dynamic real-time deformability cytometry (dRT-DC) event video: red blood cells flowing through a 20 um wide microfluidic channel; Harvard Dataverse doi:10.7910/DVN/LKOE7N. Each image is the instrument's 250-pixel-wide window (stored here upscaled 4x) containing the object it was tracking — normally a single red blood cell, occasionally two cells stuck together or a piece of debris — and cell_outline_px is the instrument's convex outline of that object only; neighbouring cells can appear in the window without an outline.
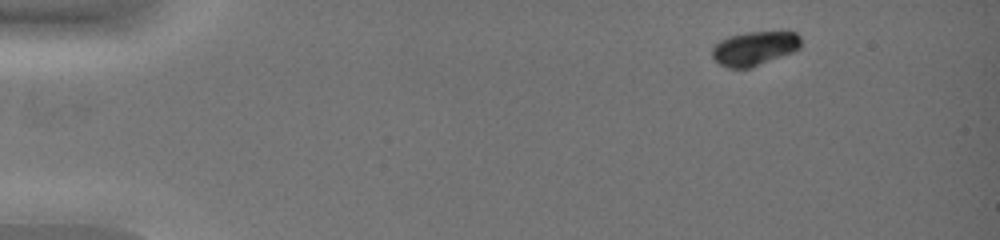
{"species": "common noctule bat (a hibernating species)", "species_latin": "Nyctalus noctula", "temperature_condition": "warm", "stored_images_in_passage": 42, "camera_frame_rate_fps": 3000, "um_per_image_px": 0.085, "animal": {"sex": "female", "body_mass_g": 19.0, "forearm_length_mm": 51.5}, "frame": {"image": 1, "passage_image": 1, "time_ms": 0.0, "image_size_px": [1000, 240], "cell_outline_px": [[800, 48], [792, 52], [752, 68], [728, 68], [720, 64], [712, 56], [712, 48], [720, 40], [728, 36], [748, 32], [788, 28], [796, 32], [800, 36]], "centroid_in_image_um": [64.2, 4.06], "position_along_channel_um": 20.8, "area_um2": 18.26}}
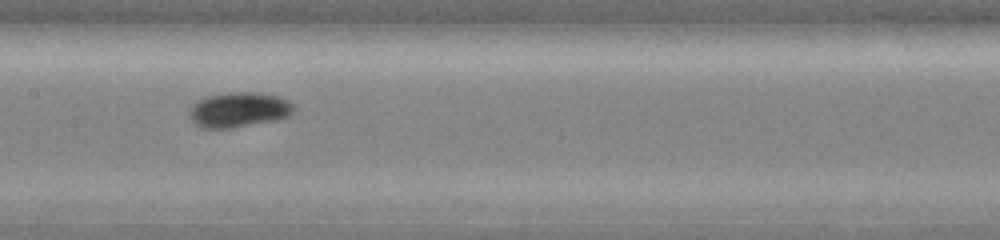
{"frame": {"image": 2, "passage_image": 21, "time_ms": 6.667, "image_size_px": [1000, 240], "cell_outline_px": [[296, 104], [292, 112], [288, 116], [276, 120], [232, 128], [200, 128], [192, 124], [188, 116], [188, 112], [192, 104], [196, 100], [204, 96], [228, 92], [256, 92], [276, 96], [288, 100]], "centroid_in_image_um": [20.23, 9.33], "position_along_channel_um": 187.2, "area_um2": 21.79}}
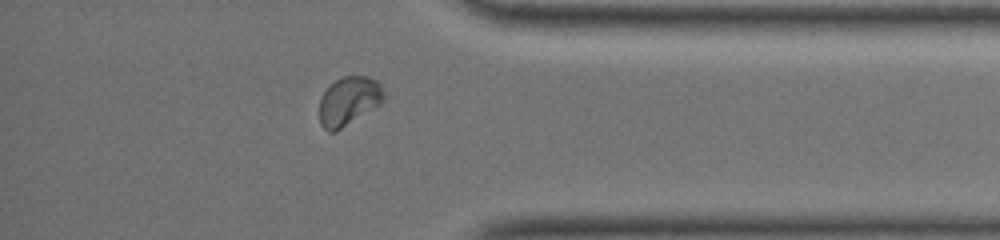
{"frame": {"image": 3, "passage_image": 37, "time_ms": 12.0, "image_size_px": [1000, 240], "cell_outline_px": [[384, 100], [380, 104], [336, 132], [328, 132], [320, 124], [320, 100], [324, 92], [336, 80], [344, 76], [368, 76], [376, 80], [380, 84], [384, 92]], "centroid_in_image_um": [29.65, 8.59], "position_along_channel_um": 405.5, "area_um2": 18.15}, "authors_computed_cell_mechanics": {"area_um2": 19.4786, "velocity_mm_per_s": 4.1621, "shape_relaxation_time_tau1_ms": 1.8114, "shape_relaxation_time_tau2_ms": null, "deformation_change_tau1": 0.0889, "deformation_change_tau2": null}}